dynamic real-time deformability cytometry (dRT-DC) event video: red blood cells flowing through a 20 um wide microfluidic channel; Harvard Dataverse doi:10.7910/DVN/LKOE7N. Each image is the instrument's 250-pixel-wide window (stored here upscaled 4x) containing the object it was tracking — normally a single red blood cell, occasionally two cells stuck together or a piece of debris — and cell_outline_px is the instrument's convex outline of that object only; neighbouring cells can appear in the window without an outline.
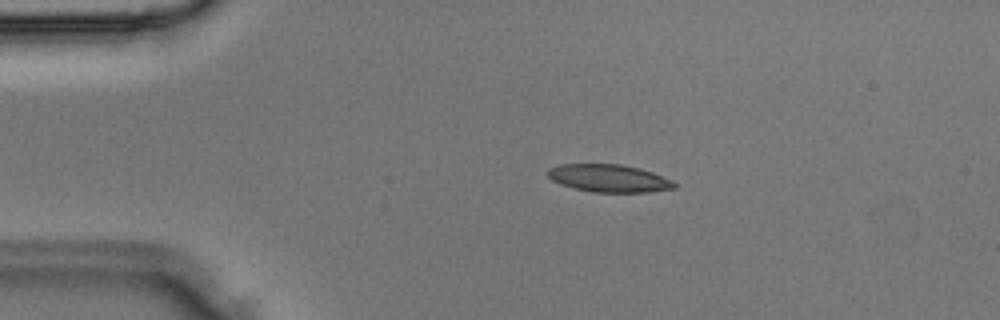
{"species": "Egyptian fruit bat (a non-hibernating species)", "species_latin": "Rousettus aegyptiacus", "temperature_condition": "room temperature", "stored_images_in_passage": 3, "camera_frame_rate_fps": 3000, "um_per_image_px": 0.085, "animal": {"sex": "male"}, "frame": {"image": 1, "passage_image": 2, "time_ms": 0.333, "image_size_px": [1000, 320], "cell_outline_px": [[676, 188], [648, 192], [592, 192], [560, 184], [552, 180], [544, 172], [548, 168], [560, 164], [620, 164], [640, 168], [652, 172], [672, 180], [676, 184]], "centroid_in_image_um": [51.74, 15.14], "position_along_channel_um": 33.3, "area_um2": 20.46}}